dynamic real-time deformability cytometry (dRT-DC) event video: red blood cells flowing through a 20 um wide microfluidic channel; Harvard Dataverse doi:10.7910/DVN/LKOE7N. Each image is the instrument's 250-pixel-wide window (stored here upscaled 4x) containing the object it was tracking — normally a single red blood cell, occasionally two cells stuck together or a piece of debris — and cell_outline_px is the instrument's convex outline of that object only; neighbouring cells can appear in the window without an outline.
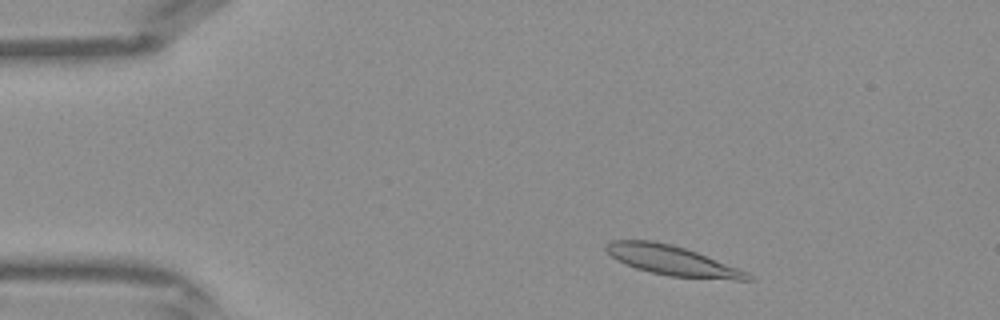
{"species": "Egyptian fruit bat (a non-hibernating species)", "species_latin": "Rousettus aegyptiacus", "temperature_condition": "warm", "stored_images_in_passage": 39, "camera_frame_rate_fps": 3000, "um_per_image_px": 0.085, "frame": {"image": 1, "passage_image": 4, "time_ms": 1.0, "image_size_px": [1000, 320], "cell_outline_px": [[752, 280], [736, 280], [672, 276], [652, 272], [636, 268], [616, 260], [604, 248], [612, 240], [652, 240], [672, 244], [696, 252], [748, 272], [752, 276]], "centroid_in_image_um": [57.13, 22.14], "position_along_channel_um": 27.9, "area_um2": 24.1}}
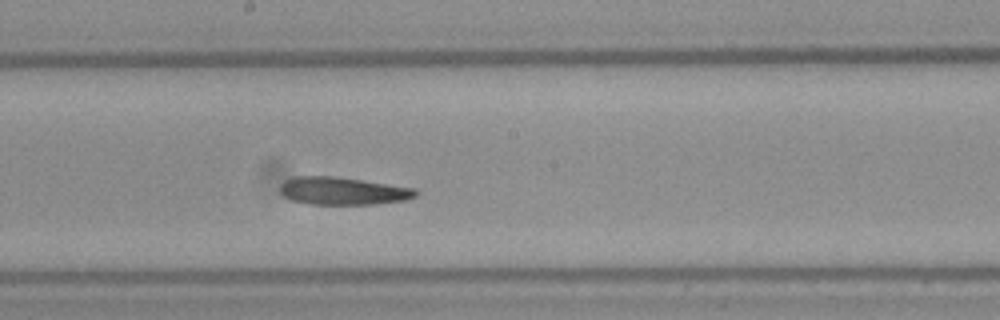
{"frame": {"image": 2, "passage_image": 20, "time_ms": 6.333, "image_size_px": [1000, 320], "cell_outline_px": [[420, 192], [416, 196], [404, 200], [376, 204], [312, 204], [292, 200], [284, 196], [280, 192], [280, 184], [296, 176], [336, 176], [416, 188]], "centroid_in_image_um": [29.18, 16.23], "position_along_channel_um": 219.0, "area_um2": 21.85}}
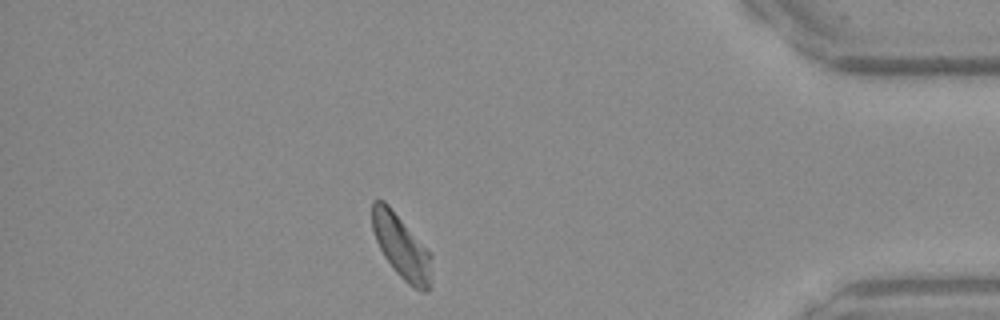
{"frame": {"image": 3, "passage_image": 34, "time_ms": 11.0, "image_size_px": [1000, 320], "cell_outline_px": [[432, 276], [428, 292], [420, 292], [412, 288], [392, 268], [384, 256], [376, 240], [372, 228], [372, 200], [384, 200], [388, 204], [432, 256]], "centroid_in_image_um": [34.13, 21.02], "position_along_channel_um": 401.1, "area_um2": 21.96}}